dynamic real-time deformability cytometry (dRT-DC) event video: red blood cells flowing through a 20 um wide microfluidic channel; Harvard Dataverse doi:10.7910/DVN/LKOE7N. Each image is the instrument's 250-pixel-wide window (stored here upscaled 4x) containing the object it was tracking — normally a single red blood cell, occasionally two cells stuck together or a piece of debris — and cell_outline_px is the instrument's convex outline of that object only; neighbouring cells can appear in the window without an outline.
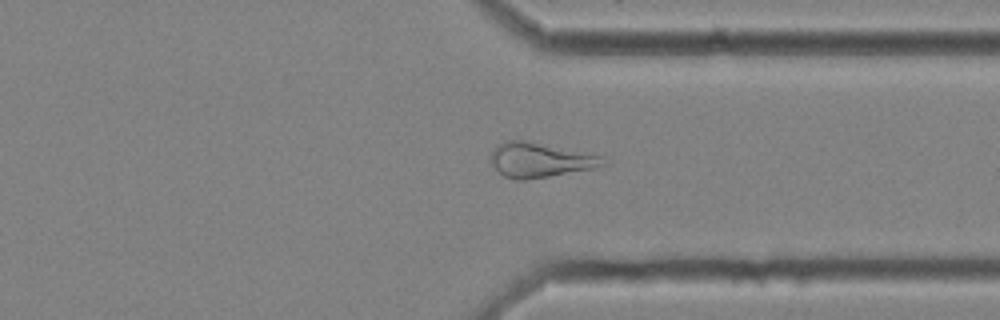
{"species": "common noctule bat (a hibernating species)", "species_latin": "Nyctalus noctula", "temperature_condition": "cold", "stored_images_in_passage": 36, "camera_frame_rate_fps": 3000, "um_per_image_px": 0.085, "animal": {"sex": "female", "body_mass_g": 25.1}, "frame": {"image": 1, "passage_image": 26, "time_ms": 8.333, "image_size_px": [1000, 320], "cell_outline_px": [[604, 164], [592, 168], [548, 176], [524, 180], [516, 180], [504, 176], [492, 164], [492, 152], [496, 144], [504, 140], [524, 140], [600, 156]], "centroid_in_image_um": [45.79, 13.59], "position_along_channel_um": 365.6, "area_um2": 21.91}}
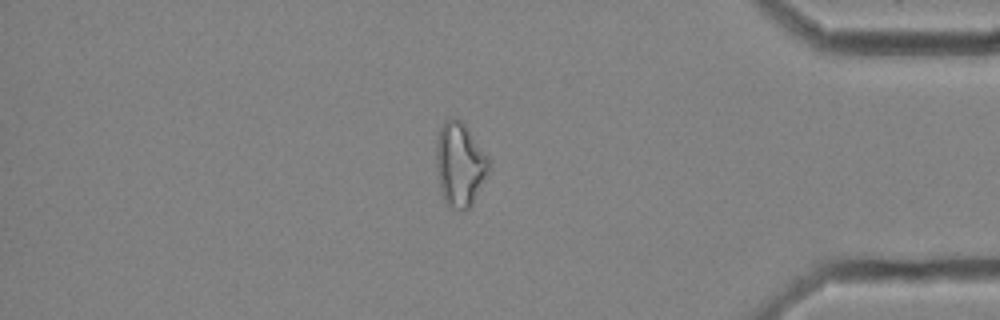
{"frame": {"image": 2, "passage_image": 31, "time_ms": 10.0, "image_size_px": [1000, 320], "cell_outline_px": [[492, 168], [472, 204], [468, 208], [452, 208], [444, 204], [440, 188], [436, 164], [436, 144], [440, 128], [444, 120], [452, 116], [456, 116], [464, 124], [492, 160]], "centroid_in_image_um": [39.12, 13.95], "position_along_channel_um": 396.1, "area_um2": 26.18}}